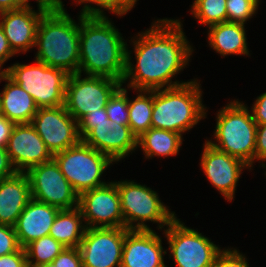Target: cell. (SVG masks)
<instances>
[{
  "instance_id": "obj_1",
  "label": "cell",
  "mask_w": 266,
  "mask_h": 267,
  "mask_svg": "<svg viewBox=\"0 0 266 267\" xmlns=\"http://www.w3.org/2000/svg\"><path fill=\"white\" fill-rule=\"evenodd\" d=\"M182 24L175 19H160L150 29L134 39L136 66L126 47V65L123 83L131 79L128 87L135 90H157L176 87L188 82H172V78L189 62L192 47L182 31Z\"/></svg>"
},
{
  "instance_id": "obj_2",
  "label": "cell",
  "mask_w": 266,
  "mask_h": 267,
  "mask_svg": "<svg viewBox=\"0 0 266 267\" xmlns=\"http://www.w3.org/2000/svg\"><path fill=\"white\" fill-rule=\"evenodd\" d=\"M79 70L123 82L126 46L106 16H79Z\"/></svg>"
},
{
  "instance_id": "obj_3",
  "label": "cell",
  "mask_w": 266,
  "mask_h": 267,
  "mask_svg": "<svg viewBox=\"0 0 266 267\" xmlns=\"http://www.w3.org/2000/svg\"><path fill=\"white\" fill-rule=\"evenodd\" d=\"M35 46L36 60L59 68L69 75L79 70V23L66 13L64 7H50L39 21Z\"/></svg>"
},
{
  "instance_id": "obj_4",
  "label": "cell",
  "mask_w": 266,
  "mask_h": 267,
  "mask_svg": "<svg viewBox=\"0 0 266 267\" xmlns=\"http://www.w3.org/2000/svg\"><path fill=\"white\" fill-rule=\"evenodd\" d=\"M198 81L164 89L153 90L151 127L182 135L205 118L202 91Z\"/></svg>"
},
{
  "instance_id": "obj_5",
  "label": "cell",
  "mask_w": 266,
  "mask_h": 267,
  "mask_svg": "<svg viewBox=\"0 0 266 267\" xmlns=\"http://www.w3.org/2000/svg\"><path fill=\"white\" fill-rule=\"evenodd\" d=\"M215 140L209 141L213 147L230 156L242 160L252 167L255 159L257 123L243 103L230 102L217 114Z\"/></svg>"
},
{
  "instance_id": "obj_6",
  "label": "cell",
  "mask_w": 266,
  "mask_h": 267,
  "mask_svg": "<svg viewBox=\"0 0 266 267\" xmlns=\"http://www.w3.org/2000/svg\"><path fill=\"white\" fill-rule=\"evenodd\" d=\"M36 65L13 64L3 71L34 99L38 108L64 105L69 74L37 60Z\"/></svg>"
},
{
  "instance_id": "obj_7",
  "label": "cell",
  "mask_w": 266,
  "mask_h": 267,
  "mask_svg": "<svg viewBox=\"0 0 266 267\" xmlns=\"http://www.w3.org/2000/svg\"><path fill=\"white\" fill-rule=\"evenodd\" d=\"M120 196L124 228L128 230H151L146 221L157 222L158 229L168 226L176 217L158 197V194L145 185L133 181L115 182ZM133 222H138L133 224Z\"/></svg>"
},
{
  "instance_id": "obj_8",
  "label": "cell",
  "mask_w": 266,
  "mask_h": 267,
  "mask_svg": "<svg viewBox=\"0 0 266 267\" xmlns=\"http://www.w3.org/2000/svg\"><path fill=\"white\" fill-rule=\"evenodd\" d=\"M53 159L79 196L83 192L106 185L100 177L113 162L107 155L82 140L77 145L54 154Z\"/></svg>"
},
{
  "instance_id": "obj_9",
  "label": "cell",
  "mask_w": 266,
  "mask_h": 267,
  "mask_svg": "<svg viewBox=\"0 0 266 267\" xmlns=\"http://www.w3.org/2000/svg\"><path fill=\"white\" fill-rule=\"evenodd\" d=\"M81 76L80 73L69 75L64 96V107L77 122L86 114L105 108L110 97L122 86L120 81L107 77Z\"/></svg>"
},
{
  "instance_id": "obj_10",
  "label": "cell",
  "mask_w": 266,
  "mask_h": 267,
  "mask_svg": "<svg viewBox=\"0 0 266 267\" xmlns=\"http://www.w3.org/2000/svg\"><path fill=\"white\" fill-rule=\"evenodd\" d=\"M167 227L164 234L178 267H212L222 251L217 245L198 231L186 227L177 217Z\"/></svg>"
},
{
  "instance_id": "obj_11",
  "label": "cell",
  "mask_w": 266,
  "mask_h": 267,
  "mask_svg": "<svg viewBox=\"0 0 266 267\" xmlns=\"http://www.w3.org/2000/svg\"><path fill=\"white\" fill-rule=\"evenodd\" d=\"M25 173L29 178L32 199L60 210L79 206V195L62 174L54 159L34 166Z\"/></svg>"
},
{
  "instance_id": "obj_12",
  "label": "cell",
  "mask_w": 266,
  "mask_h": 267,
  "mask_svg": "<svg viewBox=\"0 0 266 267\" xmlns=\"http://www.w3.org/2000/svg\"><path fill=\"white\" fill-rule=\"evenodd\" d=\"M119 228H86L79 250L83 267H120L125 235Z\"/></svg>"
},
{
  "instance_id": "obj_13",
  "label": "cell",
  "mask_w": 266,
  "mask_h": 267,
  "mask_svg": "<svg viewBox=\"0 0 266 267\" xmlns=\"http://www.w3.org/2000/svg\"><path fill=\"white\" fill-rule=\"evenodd\" d=\"M52 155L77 145L81 139L78 122L67 112L64 105L38 108L31 120Z\"/></svg>"
},
{
  "instance_id": "obj_14",
  "label": "cell",
  "mask_w": 266,
  "mask_h": 267,
  "mask_svg": "<svg viewBox=\"0 0 266 267\" xmlns=\"http://www.w3.org/2000/svg\"><path fill=\"white\" fill-rule=\"evenodd\" d=\"M86 228L124 227L120 196L115 182L83 192L79 206Z\"/></svg>"
},
{
  "instance_id": "obj_15",
  "label": "cell",
  "mask_w": 266,
  "mask_h": 267,
  "mask_svg": "<svg viewBox=\"0 0 266 267\" xmlns=\"http://www.w3.org/2000/svg\"><path fill=\"white\" fill-rule=\"evenodd\" d=\"M6 150L13 168L21 173L53 159L31 123L14 125Z\"/></svg>"
},
{
  "instance_id": "obj_16",
  "label": "cell",
  "mask_w": 266,
  "mask_h": 267,
  "mask_svg": "<svg viewBox=\"0 0 266 267\" xmlns=\"http://www.w3.org/2000/svg\"><path fill=\"white\" fill-rule=\"evenodd\" d=\"M203 147L200 164L206 177L225 199L231 201L234 198L241 171L249 166L242 160L213 147L208 141Z\"/></svg>"
},
{
  "instance_id": "obj_17",
  "label": "cell",
  "mask_w": 266,
  "mask_h": 267,
  "mask_svg": "<svg viewBox=\"0 0 266 267\" xmlns=\"http://www.w3.org/2000/svg\"><path fill=\"white\" fill-rule=\"evenodd\" d=\"M38 3V11L29 6L0 12V26L8 39L12 51L16 54L26 52L35 46L36 32L42 15L49 9Z\"/></svg>"
},
{
  "instance_id": "obj_18",
  "label": "cell",
  "mask_w": 266,
  "mask_h": 267,
  "mask_svg": "<svg viewBox=\"0 0 266 267\" xmlns=\"http://www.w3.org/2000/svg\"><path fill=\"white\" fill-rule=\"evenodd\" d=\"M159 237L153 230H129L124 239L120 267H166L164 251Z\"/></svg>"
},
{
  "instance_id": "obj_19",
  "label": "cell",
  "mask_w": 266,
  "mask_h": 267,
  "mask_svg": "<svg viewBox=\"0 0 266 267\" xmlns=\"http://www.w3.org/2000/svg\"><path fill=\"white\" fill-rule=\"evenodd\" d=\"M59 211L54 206L31 199L14 226L20 247L24 248L32 241L49 235Z\"/></svg>"
},
{
  "instance_id": "obj_20",
  "label": "cell",
  "mask_w": 266,
  "mask_h": 267,
  "mask_svg": "<svg viewBox=\"0 0 266 267\" xmlns=\"http://www.w3.org/2000/svg\"><path fill=\"white\" fill-rule=\"evenodd\" d=\"M31 199L26 173L16 172L13 176L0 180V224L14 227Z\"/></svg>"
},
{
  "instance_id": "obj_21",
  "label": "cell",
  "mask_w": 266,
  "mask_h": 267,
  "mask_svg": "<svg viewBox=\"0 0 266 267\" xmlns=\"http://www.w3.org/2000/svg\"><path fill=\"white\" fill-rule=\"evenodd\" d=\"M6 80L4 90L0 93V115L7 117L15 124L31 123L38 107L34 99L3 70L0 81Z\"/></svg>"
},
{
  "instance_id": "obj_22",
  "label": "cell",
  "mask_w": 266,
  "mask_h": 267,
  "mask_svg": "<svg viewBox=\"0 0 266 267\" xmlns=\"http://www.w3.org/2000/svg\"><path fill=\"white\" fill-rule=\"evenodd\" d=\"M245 25L234 22H222L209 28V45L222 56L248 55Z\"/></svg>"
},
{
  "instance_id": "obj_23",
  "label": "cell",
  "mask_w": 266,
  "mask_h": 267,
  "mask_svg": "<svg viewBox=\"0 0 266 267\" xmlns=\"http://www.w3.org/2000/svg\"><path fill=\"white\" fill-rule=\"evenodd\" d=\"M83 215L79 207L60 210L50 228L49 235L65 247L78 248L86 226L82 225Z\"/></svg>"
},
{
  "instance_id": "obj_24",
  "label": "cell",
  "mask_w": 266,
  "mask_h": 267,
  "mask_svg": "<svg viewBox=\"0 0 266 267\" xmlns=\"http://www.w3.org/2000/svg\"><path fill=\"white\" fill-rule=\"evenodd\" d=\"M182 144V135L173 131L150 128L137 138L146 158L177 155Z\"/></svg>"
},
{
  "instance_id": "obj_25",
  "label": "cell",
  "mask_w": 266,
  "mask_h": 267,
  "mask_svg": "<svg viewBox=\"0 0 266 267\" xmlns=\"http://www.w3.org/2000/svg\"><path fill=\"white\" fill-rule=\"evenodd\" d=\"M135 100L128 98L129 127L132 133L139 138L151 128L153 109V90H138ZM143 92V93H142ZM146 94H148L146 96Z\"/></svg>"
},
{
  "instance_id": "obj_26",
  "label": "cell",
  "mask_w": 266,
  "mask_h": 267,
  "mask_svg": "<svg viewBox=\"0 0 266 267\" xmlns=\"http://www.w3.org/2000/svg\"><path fill=\"white\" fill-rule=\"evenodd\" d=\"M65 248L52 236L47 235L24 247L28 267H39L51 263ZM34 258V259H32Z\"/></svg>"
},
{
  "instance_id": "obj_27",
  "label": "cell",
  "mask_w": 266,
  "mask_h": 267,
  "mask_svg": "<svg viewBox=\"0 0 266 267\" xmlns=\"http://www.w3.org/2000/svg\"><path fill=\"white\" fill-rule=\"evenodd\" d=\"M138 147L137 137L132 133L129 125L110 123L109 158L118 162Z\"/></svg>"
},
{
  "instance_id": "obj_28",
  "label": "cell",
  "mask_w": 266,
  "mask_h": 267,
  "mask_svg": "<svg viewBox=\"0 0 266 267\" xmlns=\"http://www.w3.org/2000/svg\"><path fill=\"white\" fill-rule=\"evenodd\" d=\"M191 13L208 27L227 21L226 0H195Z\"/></svg>"
},
{
  "instance_id": "obj_29",
  "label": "cell",
  "mask_w": 266,
  "mask_h": 267,
  "mask_svg": "<svg viewBox=\"0 0 266 267\" xmlns=\"http://www.w3.org/2000/svg\"><path fill=\"white\" fill-rule=\"evenodd\" d=\"M77 2L79 4L91 2L92 4L94 3L100 7L98 8L96 6L94 7L86 4L82 8V16H104L102 8L106 10L108 9L118 16H123L135 5L131 0H78Z\"/></svg>"
},
{
  "instance_id": "obj_30",
  "label": "cell",
  "mask_w": 266,
  "mask_h": 267,
  "mask_svg": "<svg viewBox=\"0 0 266 267\" xmlns=\"http://www.w3.org/2000/svg\"><path fill=\"white\" fill-rule=\"evenodd\" d=\"M121 87L122 86H120L110 97L105 108L108 119L117 124L128 125L129 111L127 89Z\"/></svg>"
},
{
  "instance_id": "obj_31",
  "label": "cell",
  "mask_w": 266,
  "mask_h": 267,
  "mask_svg": "<svg viewBox=\"0 0 266 267\" xmlns=\"http://www.w3.org/2000/svg\"><path fill=\"white\" fill-rule=\"evenodd\" d=\"M258 5L256 0H226L227 21L245 24L255 15Z\"/></svg>"
},
{
  "instance_id": "obj_32",
  "label": "cell",
  "mask_w": 266,
  "mask_h": 267,
  "mask_svg": "<svg viewBox=\"0 0 266 267\" xmlns=\"http://www.w3.org/2000/svg\"><path fill=\"white\" fill-rule=\"evenodd\" d=\"M109 135L110 123L96 124L82 141L109 157Z\"/></svg>"
},
{
  "instance_id": "obj_33",
  "label": "cell",
  "mask_w": 266,
  "mask_h": 267,
  "mask_svg": "<svg viewBox=\"0 0 266 267\" xmlns=\"http://www.w3.org/2000/svg\"><path fill=\"white\" fill-rule=\"evenodd\" d=\"M101 123H111V120L108 119L106 108H101L96 112L86 114L78 122L80 139L82 140L96 126V124Z\"/></svg>"
},
{
  "instance_id": "obj_34",
  "label": "cell",
  "mask_w": 266,
  "mask_h": 267,
  "mask_svg": "<svg viewBox=\"0 0 266 267\" xmlns=\"http://www.w3.org/2000/svg\"><path fill=\"white\" fill-rule=\"evenodd\" d=\"M212 267H249V264L236 249H226L217 255Z\"/></svg>"
},
{
  "instance_id": "obj_35",
  "label": "cell",
  "mask_w": 266,
  "mask_h": 267,
  "mask_svg": "<svg viewBox=\"0 0 266 267\" xmlns=\"http://www.w3.org/2000/svg\"><path fill=\"white\" fill-rule=\"evenodd\" d=\"M20 248L14 227L0 224V257Z\"/></svg>"
},
{
  "instance_id": "obj_36",
  "label": "cell",
  "mask_w": 266,
  "mask_h": 267,
  "mask_svg": "<svg viewBox=\"0 0 266 267\" xmlns=\"http://www.w3.org/2000/svg\"><path fill=\"white\" fill-rule=\"evenodd\" d=\"M51 263L56 267H83L79 248L65 247Z\"/></svg>"
},
{
  "instance_id": "obj_37",
  "label": "cell",
  "mask_w": 266,
  "mask_h": 267,
  "mask_svg": "<svg viewBox=\"0 0 266 267\" xmlns=\"http://www.w3.org/2000/svg\"><path fill=\"white\" fill-rule=\"evenodd\" d=\"M0 267H28L24 248L0 257Z\"/></svg>"
},
{
  "instance_id": "obj_38",
  "label": "cell",
  "mask_w": 266,
  "mask_h": 267,
  "mask_svg": "<svg viewBox=\"0 0 266 267\" xmlns=\"http://www.w3.org/2000/svg\"><path fill=\"white\" fill-rule=\"evenodd\" d=\"M255 159L266 160V123L257 124Z\"/></svg>"
},
{
  "instance_id": "obj_39",
  "label": "cell",
  "mask_w": 266,
  "mask_h": 267,
  "mask_svg": "<svg viewBox=\"0 0 266 267\" xmlns=\"http://www.w3.org/2000/svg\"><path fill=\"white\" fill-rule=\"evenodd\" d=\"M251 114L257 124L266 123V92L257 97Z\"/></svg>"
},
{
  "instance_id": "obj_40",
  "label": "cell",
  "mask_w": 266,
  "mask_h": 267,
  "mask_svg": "<svg viewBox=\"0 0 266 267\" xmlns=\"http://www.w3.org/2000/svg\"><path fill=\"white\" fill-rule=\"evenodd\" d=\"M16 170L10 162L6 147L0 146V180L13 176Z\"/></svg>"
},
{
  "instance_id": "obj_41",
  "label": "cell",
  "mask_w": 266,
  "mask_h": 267,
  "mask_svg": "<svg viewBox=\"0 0 266 267\" xmlns=\"http://www.w3.org/2000/svg\"><path fill=\"white\" fill-rule=\"evenodd\" d=\"M15 123L0 115V146L6 147Z\"/></svg>"
},
{
  "instance_id": "obj_42",
  "label": "cell",
  "mask_w": 266,
  "mask_h": 267,
  "mask_svg": "<svg viewBox=\"0 0 266 267\" xmlns=\"http://www.w3.org/2000/svg\"><path fill=\"white\" fill-rule=\"evenodd\" d=\"M15 55L12 51L8 39L6 38L1 26H0V69L4 62H6L10 57Z\"/></svg>"
},
{
  "instance_id": "obj_43",
  "label": "cell",
  "mask_w": 266,
  "mask_h": 267,
  "mask_svg": "<svg viewBox=\"0 0 266 267\" xmlns=\"http://www.w3.org/2000/svg\"><path fill=\"white\" fill-rule=\"evenodd\" d=\"M29 0H0V12L20 9L29 6Z\"/></svg>"
},
{
  "instance_id": "obj_44",
  "label": "cell",
  "mask_w": 266,
  "mask_h": 267,
  "mask_svg": "<svg viewBox=\"0 0 266 267\" xmlns=\"http://www.w3.org/2000/svg\"><path fill=\"white\" fill-rule=\"evenodd\" d=\"M37 2L47 5L48 7H64V4L61 0H37Z\"/></svg>"
},
{
  "instance_id": "obj_45",
  "label": "cell",
  "mask_w": 266,
  "mask_h": 267,
  "mask_svg": "<svg viewBox=\"0 0 266 267\" xmlns=\"http://www.w3.org/2000/svg\"><path fill=\"white\" fill-rule=\"evenodd\" d=\"M39 267H56V266L53 265L52 263H49V264L41 265Z\"/></svg>"
},
{
  "instance_id": "obj_46",
  "label": "cell",
  "mask_w": 266,
  "mask_h": 267,
  "mask_svg": "<svg viewBox=\"0 0 266 267\" xmlns=\"http://www.w3.org/2000/svg\"><path fill=\"white\" fill-rule=\"evenodd\" d=\"M134 4H136L137 0H131Z\"/></svg>"
}]
</instances>
